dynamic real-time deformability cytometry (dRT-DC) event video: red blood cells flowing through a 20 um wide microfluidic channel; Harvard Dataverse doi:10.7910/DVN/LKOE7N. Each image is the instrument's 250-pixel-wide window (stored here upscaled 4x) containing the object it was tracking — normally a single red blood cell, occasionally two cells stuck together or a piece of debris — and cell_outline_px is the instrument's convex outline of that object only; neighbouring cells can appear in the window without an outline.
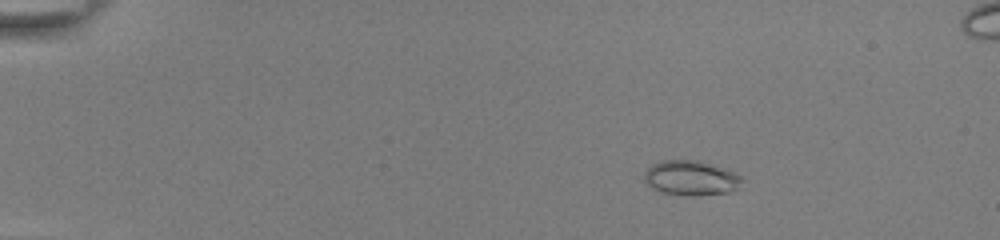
{"species": "common noctule bat (a hibernating species)", "species_latin": "Nyctalus noctula", "temperature_condition": "room temperature", "stored_images_in_passage": 46, "camera_frame_rate_fps": 3000, "um_per_image_px": 0.085, "animal": {"sex": "female", "body_mass_g": 22.0, "forearm_length_mm": 56.7}, "frame": {"image": 1, "passage_image": 2, "time_ms": 0.333, "image_size_px": [1000, 240], "cell_outline_px": [[744, 180], [736, 188], [728, 192], [692, 196], [684, 196], [660, 192], [652, 188], [644, 180], [644, 172], [652, 164], [660, 160], [696, 160], [732, 172], [740, 176]], "centroid_in_image_um": [58.66, 15.14], "position_along_channel_um": 26.3, "area_um2": 19.59}}
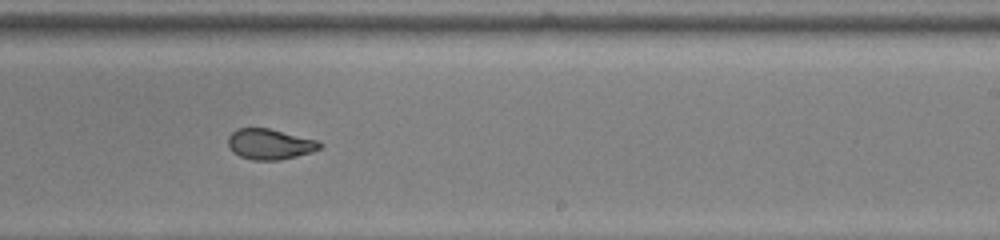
{"frame": {"image": 2, "passage_image": 28, "time_ms": 9.0, "image_size_px": [1000, 240], "cell_outline_px": [[324, 144], [320, 148], [312, 152], [280, 160], [252, 160], [240, 156], [232, 152], [228, 144], [228, 136], [236, 128], [268, 128], [316, 140]], "centroid_in_image_um": [22.91, 12.25], "position_along_channel_um": 266.1, "area_um2": 16.3}}
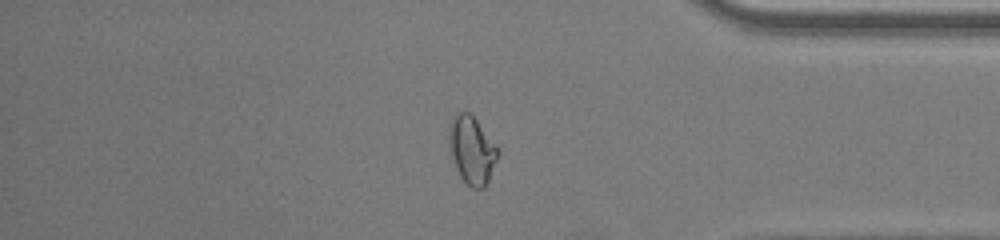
{"frame": {"image": 3, "passage_image": 39, "time_ms": 12.667, "image_size_px": [1000, 240], "cell_outline_px": [[500, 152], [488, 180], [484, 188], [472, 188], [460, 176], [456, 168], [448, 136], [452, 120], [456, 112], [468, 112], [476, 120]], "centroid_in_image_um": [40.12, 12.76], "position_along_channel_um": 395.1, "area_um2": 18.5}, "authors_computed_cell_mechanics": {"area_um2": 18.1203, "velocity_mm_per_s": 3.8994, "shape_relaxation_time_tau1_ms": null, "shape_relaxation_time_tau2_ms": 1.0001, "deformation_change_tau1": null, "deformation_change_tau2": 0.0582}}